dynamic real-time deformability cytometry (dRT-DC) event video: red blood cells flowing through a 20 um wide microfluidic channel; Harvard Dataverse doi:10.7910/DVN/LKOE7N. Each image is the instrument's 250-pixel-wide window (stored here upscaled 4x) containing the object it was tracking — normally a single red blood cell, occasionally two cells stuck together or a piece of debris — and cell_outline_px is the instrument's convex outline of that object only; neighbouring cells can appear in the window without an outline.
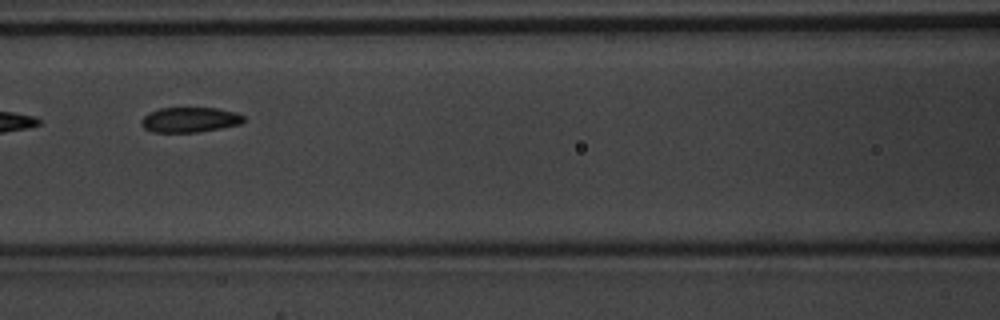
{"species": "common noctule bat (a hibernating species)", "species_latin": "Nyctalus noctula", "temperature_condition": "warm", "stored_images_in_passage": 5, "camera_frame_rate_fps": 3000, "um_per_image_px": 0.085, "animal": {"sex": "male", "body_mass_g": 20.1, "forearm_length_mm": 53.5}, "frame": {"image": 1, "passage_image": 5, "time_ms": 1.333, "image_size_px": [1000, 320], "cell_outline_px": [[244, 120], [240, 124], [200, 132], [152, 132], [144, 128], [140, 124], [140, 120], [148, 112], [160, 108], [216, 108], [236, 112], [244, 116]], "centroid_in_image_um": [16.1, 10.18], "position_along_channel_um": 150.5, "area_um2": 15.03}}